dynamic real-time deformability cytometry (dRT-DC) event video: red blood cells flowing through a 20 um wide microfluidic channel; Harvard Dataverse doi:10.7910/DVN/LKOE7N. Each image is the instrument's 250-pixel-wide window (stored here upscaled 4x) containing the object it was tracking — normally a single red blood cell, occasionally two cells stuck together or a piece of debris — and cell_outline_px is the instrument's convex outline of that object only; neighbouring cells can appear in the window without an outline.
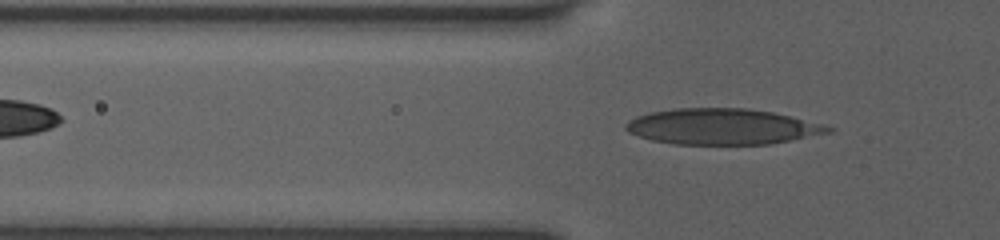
{"species": "human", "species_latin": "Homo sapiens", "temperature_condition": "room temperature", "stored_images_in_passage": 8, "camera_frame_rate_fps": 3000, "um_per_image_px": 0.085, "donor": {"sex": "female"}, "frame": {"image": 1, "passage_image": 2, "time_ms": 0.333, "image_size_px": [1000, 240], "cell_outline_px": [[836, 128], [832, 132], [772, 144], [676, 144], [652, 140], [628, 132], [624, 128], [624, 124], [628, 120], [636, 116], [648, 112], [676, 108], [748, 108], [772, 112], [824, 124]], "centroid_in_image_um": [61.39, 10.76], "position_along_channel_um": 64.4, "area_um2": 42.43}}
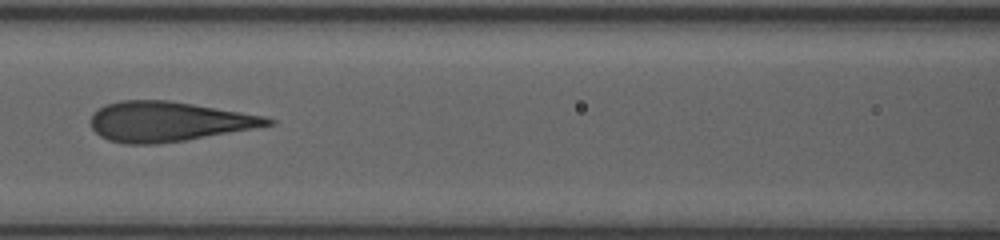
{"frame": {"image": 2, "passage_image": 6, "time_ms": 1.667, "image_size_px": [1000, 240], "cell_outline_px": [[276, 124], [184, 140], [156, 144], [124, 144], [108, 140], [100, 136], [92, 128], [88, 120], [92, 112], [104, 104], [120, 100], [168, 100], [264, 116], [276, 120]], "centroid_in_image_um": [14.22, 10.32], "position_along_channel_um": 152.4, "area_um2": 41.04}}
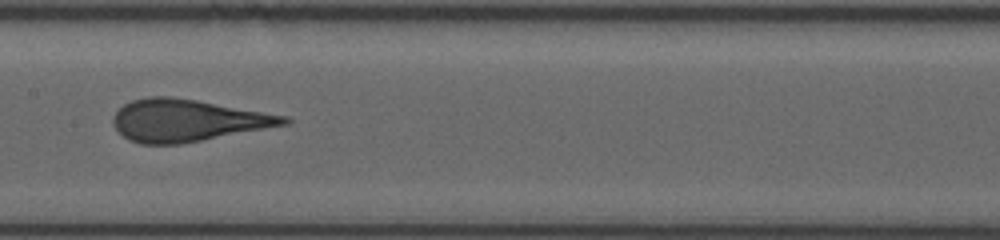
{"frame": {"image": 3, "passage_image": 7, "time_ms": 2.0, "image_size_px": [1000, 240], "cell_outline_px": [[292, 120], [288, 124], [180, 144], [140, 144], [128, 140], [112, 124], [112, 120], [116, 112], [124, 104], [132, 100], [148, 96], [168, 96], [196, 100], [288, 116]], "centroid_in_image_um": [15.9, 10.23], "position_along_channel_um": 191.5, "area_um2": 41.56}}